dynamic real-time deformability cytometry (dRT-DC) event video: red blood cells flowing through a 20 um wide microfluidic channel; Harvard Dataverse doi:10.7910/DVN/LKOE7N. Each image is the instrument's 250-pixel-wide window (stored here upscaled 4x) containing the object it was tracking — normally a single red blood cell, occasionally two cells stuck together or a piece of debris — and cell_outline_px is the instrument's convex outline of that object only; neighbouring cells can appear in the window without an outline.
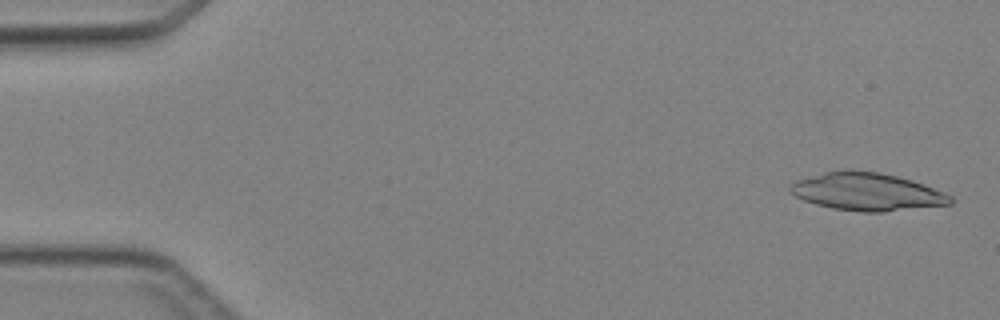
{"species": "Egyptian fruit bat (a non-hibernating species)", "species_latin": "Rousettus aegyptiacus", "temperature_condition": "cold", "stored_images_in_passage": 5, "camera_frame_rate_fps": 3000, "um_per_image_px": 0.085, "animal": {"sex": "female"}, "frame": {"image": 1, "passage_image": 1, "time_ms": 0.0, "image_size_px": [1000, 320], "cell_outline_px": [[952, 204], [880, 212], [864, 212], [832, 208], [816, 204], [804, 200], [796, 196], [788, 188], [796, 180], [824, 172], [844, 168], [852, 168], [880, 172], [912, 180], [924, 184], [944, 192], [952, 196]], "centroid_in_image_um": [73.69, 16.27], "position_along_channel_um": 11.3, "area_um2": 35.37}}